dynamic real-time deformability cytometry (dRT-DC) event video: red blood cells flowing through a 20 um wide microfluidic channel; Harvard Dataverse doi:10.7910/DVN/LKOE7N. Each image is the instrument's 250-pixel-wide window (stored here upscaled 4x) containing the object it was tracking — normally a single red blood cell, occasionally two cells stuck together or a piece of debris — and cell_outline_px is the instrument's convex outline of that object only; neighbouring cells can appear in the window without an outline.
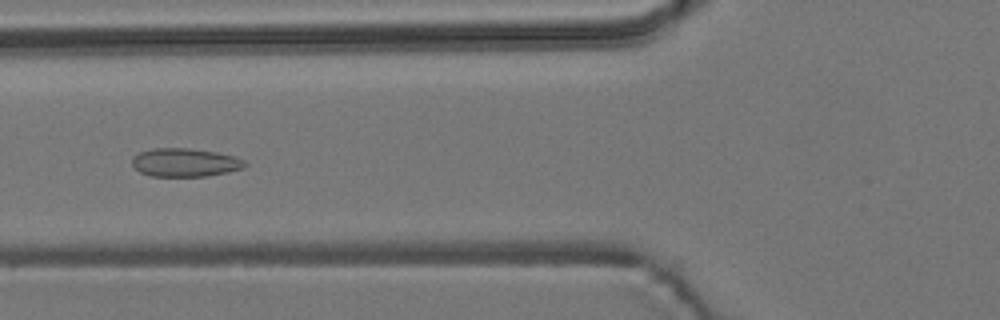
{"species": "common noctule bat (a hibernating species)", "species_latin": "Nyctalus noctula", "temperature_condition": "room temperature", "stored_images_in_passage": 52, "camera_frame_rate_fps": 3000, "um_per_image_px": 0.085, "animal": {"sex": "male", "body_mass_g": 19.2, "forearm_length_mm": 51.8}, "frame": {"image": 1, "passage_image": 18, "time_ms": 5.667, "image_size_px": [1000, 320], "cell_outline_px": [[248, 164], [244, 168], [228, 172], [208, 176], [152, 176], [140, 172], [132, 164], [132, 156], [140, 152], [152, 148], [188, 148], [216, 152], [236, 156], [244, 160]], "centroid_in_image_um": [15.75, 13.81], "position_along_channel_um": 110.0, "area_um2": 18.79}}
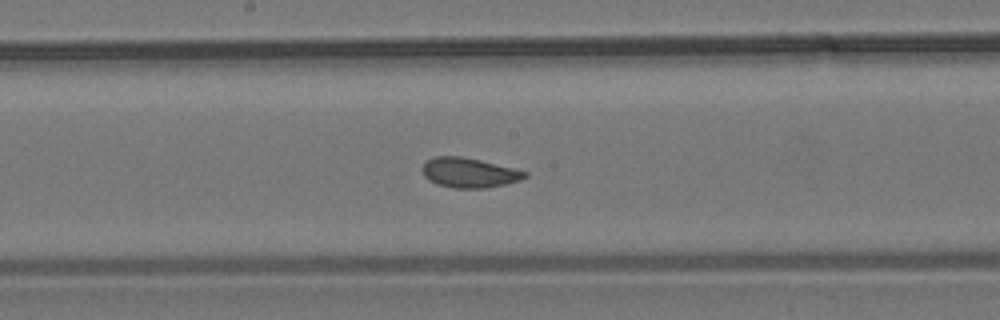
{"frame": {"image": 2, "passage_image": 26, "time_ms": 8.333, "image_size_px": [1000, 320], "cell_outline_px": [[528, 176], [520, 180], [504, 184], [484, 188], [452, 188], [436, 184], [428, 180], [424, 176], [420, 168], [428, 160], [436, 156], [460, 156], [480, 160], [528, 172]], "centroid_in_image_um": [39.84, 14.68], "position_along_channel_um": 208.4, "area_um2": 17.74}}
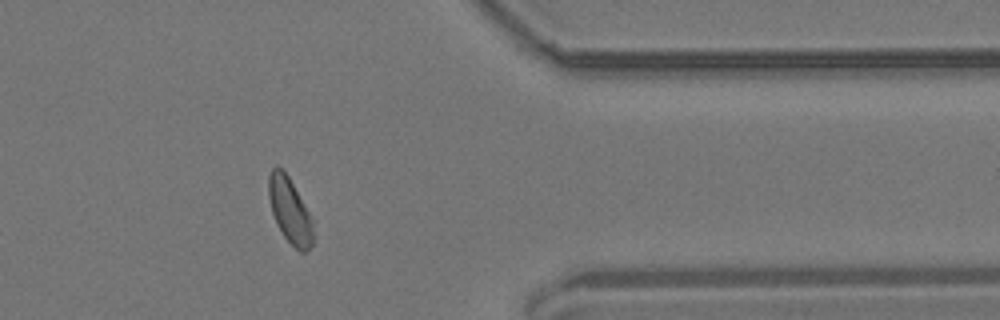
{"frame": {"image": 3, "passage_image": 42, "time_ms": 13.667, "image_size_px": [1000, 320], "cell_outline_px": [[312, 244], [304, 252], [300, 252], [284, 236], [276, 224], [272, 212], [268, 196], [268, 176], [272, 168], [276, 164], [288, 176], [308, 212], [312, 220]], "centroid_in_image_um": [24.59, 17.87], "position_along_channel_um": 386.8, "area_um2": 16.53}, "authors_computed_cell_mechanics": {"area_um2": 18.3515, "velocity_mm_per_s": 3.6761, "shape_relaxation_time_tau1_ms": null, "shape_relaxation_time_tau2_ms": 0.9976, "deformation_change_tau1": null, "deformation_change_tau2": 0.0694}}